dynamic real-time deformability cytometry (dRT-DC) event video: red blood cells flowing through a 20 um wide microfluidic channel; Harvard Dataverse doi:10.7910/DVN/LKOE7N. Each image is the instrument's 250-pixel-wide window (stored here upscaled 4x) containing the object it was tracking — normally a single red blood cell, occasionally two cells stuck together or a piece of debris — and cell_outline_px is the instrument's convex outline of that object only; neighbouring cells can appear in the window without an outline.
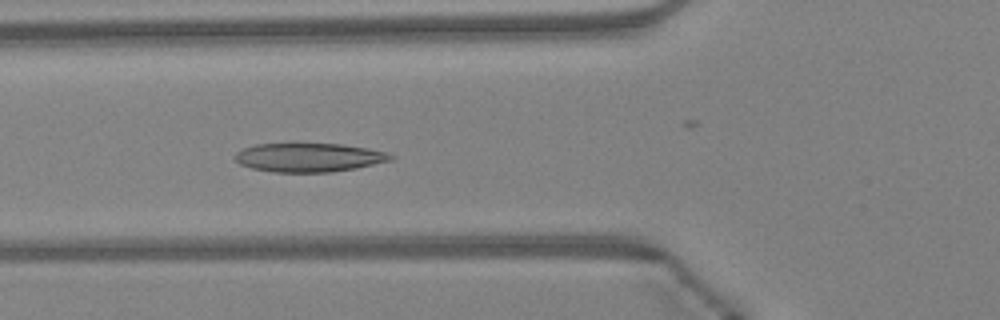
{"species": "Egyptian fruit bat (a non-hibernating species)", "species_latin": "Rousettus aegyptiacus", "temperature_condition": "warm", "stored_images_in_passage": 42, "camera_frame_rate_fps": 3000, "um_per_image_px": 0.085, "animal": {"sex": "female"}, "frame": {"image": 1, "passage_image": 13, "time_ms": 4.0, "image_size_px": [1000, 320], "cell_outline_px": [[396, 156], [392, 160], [356, 168], [332, 172], [272, 172], [252, 168], [240, 164], [232, 156], [236, 152], [244, 148], [256, 144], [340, 144], [368, 148], [384, 152]], "centroid_in_image_um": [26.24, 13.39], "position_along_channel_um": 99.6, "area_um2": 26.07}}
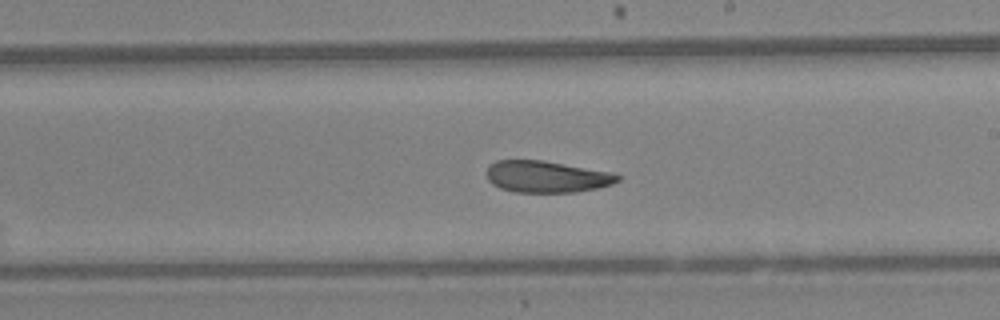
{"frame": {"image": 2, "passage_image": 23, "time_ms": 7.333, "image_size_px": [1000, 320], "cell_outline_px": [[620, 180], [612, 184], [596, 188], [576, 192], [516, 192], [500, 188], [492, 184], [488, 180], [488, 168], [496, 160], [544, 160], [608, 172], [620, 176]], "centroid_in_image_um": [46.45, 15.02], "position_along_channel_um": 242.6, "area_um2": 23.87}}
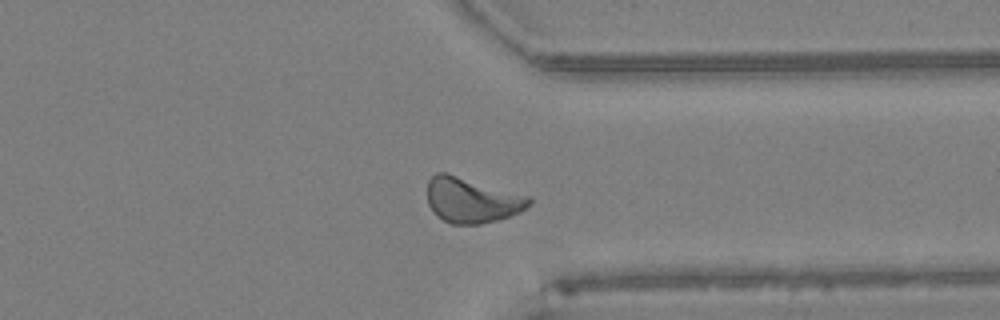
{"frame": {"image": 3, "passage_image": 32, "time_ms": 10.333, "image_size_px": [1000, 320], "cell_outline_px": [[532, 204], [520, 212], [496, 220], [480, 224], [452, 224], [436, 216], [432, 212], [428, 204], [428, 180], [436, 172], [448, 172], [532, 196]], "centroid_in_image_um": [40.12, 16.99], "position_along_channel_um": 371.3, "area_um2": 27.34}, "authors_computed_cell_mechanics": {"area_um2": 26.0967, "velocity_mm_per_s": 4.3118, "shape_relaxation_time_tau1_ms": 4.0977, "shape_relaxation_time_tau2_ms": 2.8634, "deformation_change_tau1": 0.1219, "deformation_change_tau2": 0.0971}}